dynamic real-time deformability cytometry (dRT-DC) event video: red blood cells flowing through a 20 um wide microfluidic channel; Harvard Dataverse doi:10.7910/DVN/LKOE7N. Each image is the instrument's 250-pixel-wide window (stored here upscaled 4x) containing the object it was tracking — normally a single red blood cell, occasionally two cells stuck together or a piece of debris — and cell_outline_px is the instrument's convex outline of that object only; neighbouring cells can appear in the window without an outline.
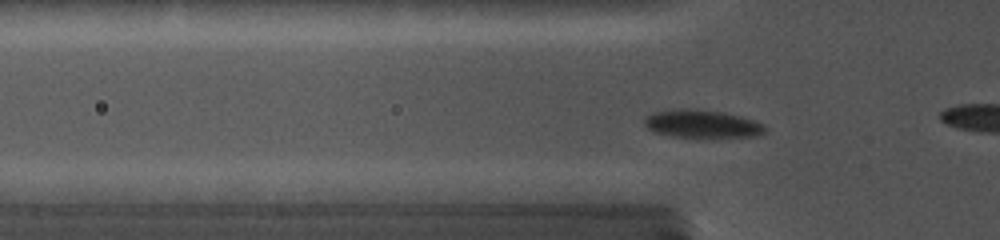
{"species": "common noctule bat (a hibernating species)", "species_latin": "Nyctalus noctula", "temperature_condition": "cold", "stored_images_in_passage": 53, "camera_frame_rate_fps": 5000, "um_per_image_px": 0.085, "animal": {"sex": "female", "body_mass_g": 19.0, "forearm_length_mm": 56.7}, "frame": {"image": 1, "passage_image": 15, "time_ms": 4.2, "image_size_px": [1000, 240], "cell_outline_px": [[768, 128], [764, 132], [756, 136], [672, 136], [652, 132], [644, 124], [644, 116], [652, 112], [684, 108], [696, 108], [724, 112], [740, 116], [764, 124]], "centroid_in_image_um": [59.63, 10.5], "position_along_channel_um": 66.2, "area_um2": 19.54}}
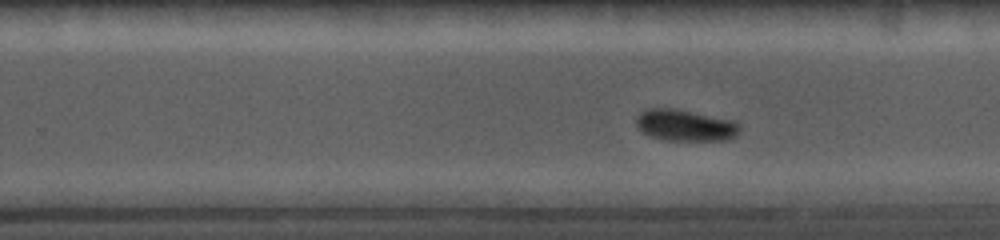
{"frame": {"image": 2, "passage_image": 34, "time_ms": 9.6, "image_size_px": [1000, 240], "cell_outline_px": [[740, 128], [736, 136], [728, 140], [660, 140], [644, 132], [636, 124], [636, 116], [640, 112], [648, 108], [672, 108], [732, 120], [740, 124]], "centroid_in_image_um": [58.24, 10.65], "position_along_channel_um": 271.6, "area_um2": 18.84}}
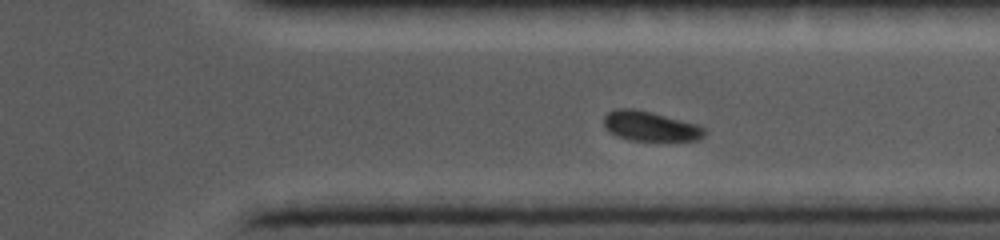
{"frame": {"image": 3, "passage_image": 42, "time_ms": 11.8, "image_size_px": [1000, 240], "cell_outline_px": [[704, 136], [700, 140], [628, 140], [616, 136], [604, 124], [604, 116], [608, 112], [616, 108], [632, 108], [652, 112], [696, 124], [704, 128]], "centroid_in_image_um": [55.26, 10.72], "position_along_channel_um": 356.1, "area_um2": 17.22}}